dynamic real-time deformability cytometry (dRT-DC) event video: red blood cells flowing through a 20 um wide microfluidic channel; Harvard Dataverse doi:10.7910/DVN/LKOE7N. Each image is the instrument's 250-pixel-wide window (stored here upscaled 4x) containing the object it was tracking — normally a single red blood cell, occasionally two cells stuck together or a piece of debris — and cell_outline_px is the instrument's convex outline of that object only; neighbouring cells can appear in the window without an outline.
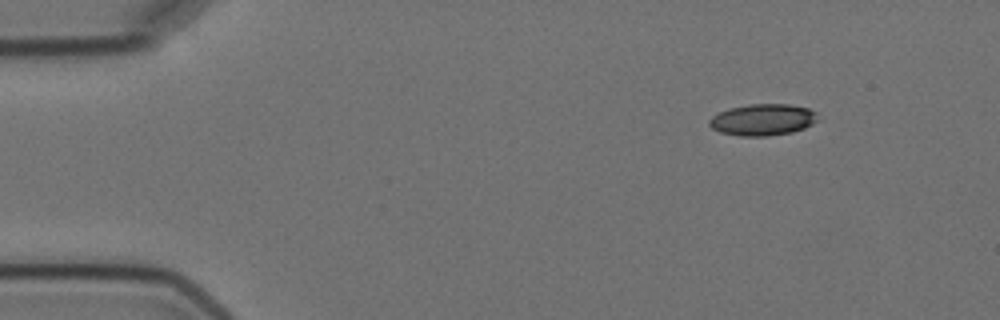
{"species": "Egyptian fruit bat (a non-hibernating species)", "species_latin": "Rousettus aegyptiacus", "temperature_condition": "cold", "stored_images_in_passage": 3, "camera_frame_rate_fps": 3000, "um_per_image_px": 0.085, "animal": {"sex": "female"}, "frame": {"image": 1, "passage_image": 1, "time_ms": 0.0, "image_size_px": [1000, 320], "cell_outline_px": [[820, 120], [804, 128], [792, 132], [768, 136], [740, 136], [720, 132], [712, 128], [708, 124], [708, 120], [712, 116], [728, 108], [748, 104], [788, 104], [808, 108], [816, 112]], "centroid_in_image_um": [64.84, 10.17], "position_along_channel_um": 20.2, "area_um2": 20.11}}
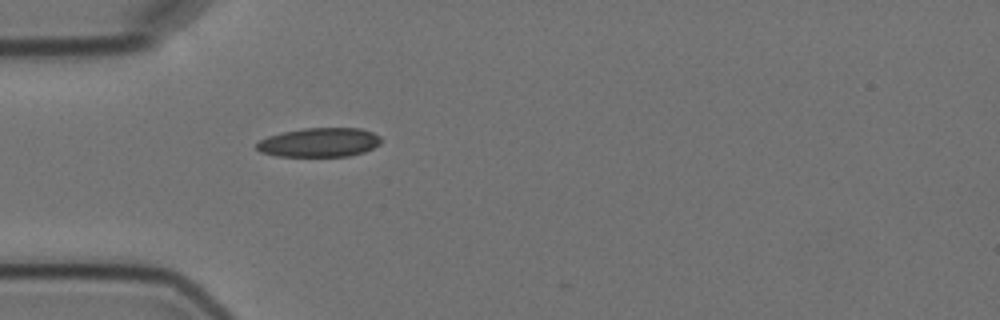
{"frame": {"image": 2, "passage_image": 3, "time_ms": 3.333, "image_size_px": [1000, 320], "cell_outline_px": [[384, 140], [380, 144], [364, 152], [348, 156], [276, 156], [260, 152], [256, 148], [256, 144], [260, 140], [268, 136], [280, 132], [304, 128], [360, 128], [372, 132], [380, 136]], "centroid_in_image_um": [27.15, 12.1], "position_along_channel_um": 57.9, "area_um2": 21.27}}